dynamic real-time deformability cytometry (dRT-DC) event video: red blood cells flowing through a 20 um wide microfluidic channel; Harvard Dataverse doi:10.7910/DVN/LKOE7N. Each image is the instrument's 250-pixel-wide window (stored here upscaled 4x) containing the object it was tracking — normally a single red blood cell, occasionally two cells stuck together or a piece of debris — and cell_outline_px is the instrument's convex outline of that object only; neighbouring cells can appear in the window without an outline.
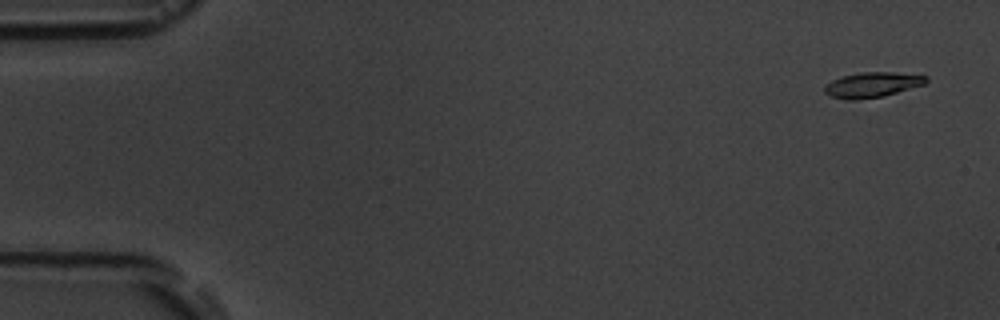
{"species": "common noctule bat (a hibernating species)", "species_latin": "Nyctalus noctula", "temperature_condition": "room temperature", "stored_images_in_passage": 5, "camera_frame_rate_fps": 3000, "um_per_image_px": 0.085, "animal": {"sex": "male", "body_mass_g": 19.5, "forearm_length_mm": 54.6}, "frame": {"image": 1, "passage_image": 1, "time_ms": 0.0, "image_size_px": [1000, 320], "cell_outline_px": [[928, 80], [924, 84], [884, 96], [856, 100], [844, 100], [828, 96], [824, 92], [824, 88], [832, 80], [844, 76], [860, 72], [892, 72], [928, 76]], "centroid_in_image_um": [74.11, 7.22], "position_along_channel_um": 10.9, "area_um2": 14.85}}